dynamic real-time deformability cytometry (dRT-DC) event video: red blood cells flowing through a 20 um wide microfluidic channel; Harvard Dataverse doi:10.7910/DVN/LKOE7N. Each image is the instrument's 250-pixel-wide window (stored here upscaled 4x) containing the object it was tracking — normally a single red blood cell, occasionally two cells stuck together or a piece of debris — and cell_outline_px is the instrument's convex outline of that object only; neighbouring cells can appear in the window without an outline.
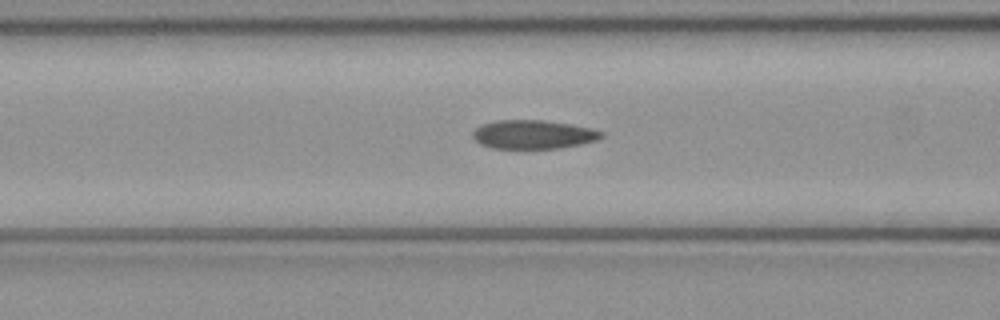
{"species": "common noctule bat (a hibernating species)", "species_latin": "Nyctalus noctula", "temperature_condition": "cold", "stored_images_in_passage": 36, "camera_frame_rate_fps": 3000, "um_per_image_px": 0.085, "animal": {"sex": "female", "body_mass_g": 21.9}, "frame": {"image": 1, "passage_image": 19, "time_ms": 6.0, "image_size_px": [1000, 320], "cell_outline_px": [[604, 136], [596, 140], [580, 144], [560, 148], [492, 148], [480, 144], [472, 136], [472, 132], [476, 128], [484, 124], [496, 120], [540, 120], [568, 124], [592, 128], [604, 132]], "centroid_in_image_um": [45.33, 11.43], "position_along_channel_um": 121.3, "area_um2": 21.39}}
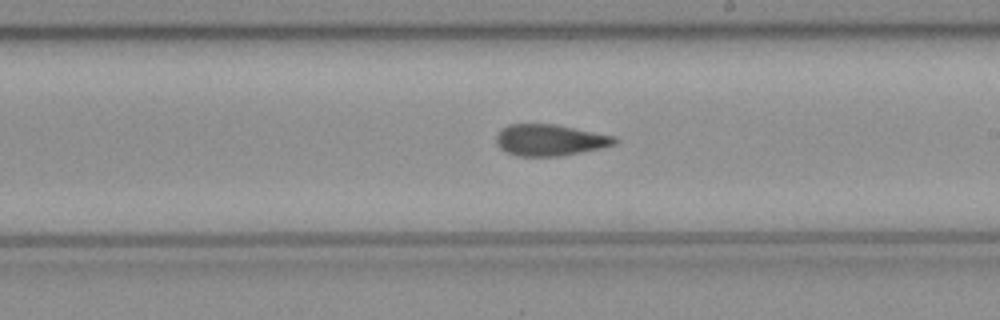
{"frame": {"image": 2, "passage_image": 28, "time_ms": 9.0, "image_size_px": [1000, 320], "cell_outline_px": [[616, 144], [600, 148], [560, 156], [520, 156], [508, 152], [500, 148], [496, 144], [496, 136], [508, 124], [556, 124], [616, 136]], "centroid_in_image_um": [46.75, 11.9], "position_along_channel_um": 242.2, "area_um2": 21.5}}
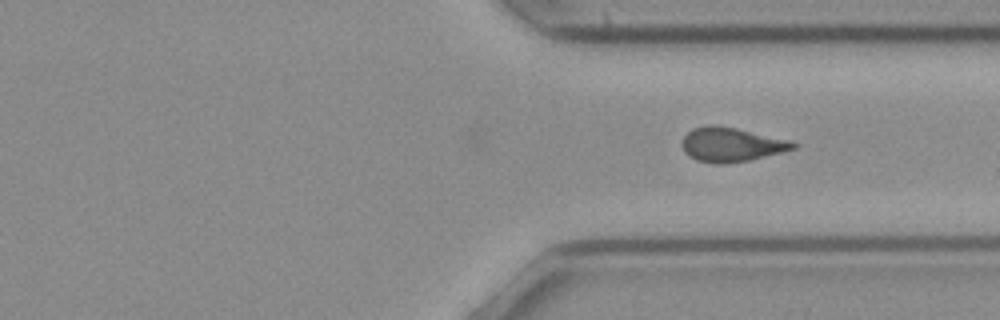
{"frame": {"image": 3, "passage_image": 36, "time_ms": 11.667, "image_size_px": [1000, 320], "cell_outline_px": [[796, 148], [748, 160], [724, 164], [716, 164], [696, 160], [688, 156], [684, 152], [680, 144], [684, 136], [692, 128], [708, 124], [716, 124], [736, 128], [792, 140], [796, 144]], "centroid_in_image_um": [62.11, 12.27], "position_along_channel_um": 349.3, "area_um2": 22.31}}